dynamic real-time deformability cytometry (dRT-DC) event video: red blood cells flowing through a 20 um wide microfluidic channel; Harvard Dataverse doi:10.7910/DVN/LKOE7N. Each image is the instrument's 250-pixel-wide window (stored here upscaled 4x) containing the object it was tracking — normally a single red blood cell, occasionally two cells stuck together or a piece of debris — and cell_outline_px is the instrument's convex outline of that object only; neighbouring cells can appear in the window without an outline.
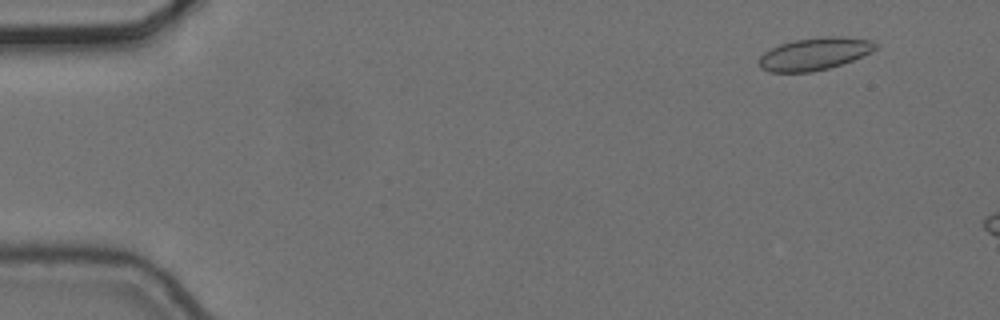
{"species": "common noctule bat (a hibernating species)", "species_latin": "Nyctalus noctula", "temperature_condition": "cold", "stored_images_in_passage": 3, "camera_frame_rate_fps": 3000, "um_per_image_px": 0.085, "animal": {"sex": "female", "body_mass_g": 24.6, "forearm_length_mm": 56.2}, "frame": {"image": 1, "passage_image": 1, "time_ms": 0.0, "image_size_px": [1000, 320], "cell_outline_px": [[876, 48], [852, 60], [828, 68], [812, 72], [768, 72], [760, 68], [760, 56], [764, 52], [780, 44], [796, 40], [820, 36], [840, 36], [872, 40], [876, 44]], "centroid_in_image_um": [69.2, 4.57], "position_along_channel_um": 15.8, "area_um2": 21.73}}